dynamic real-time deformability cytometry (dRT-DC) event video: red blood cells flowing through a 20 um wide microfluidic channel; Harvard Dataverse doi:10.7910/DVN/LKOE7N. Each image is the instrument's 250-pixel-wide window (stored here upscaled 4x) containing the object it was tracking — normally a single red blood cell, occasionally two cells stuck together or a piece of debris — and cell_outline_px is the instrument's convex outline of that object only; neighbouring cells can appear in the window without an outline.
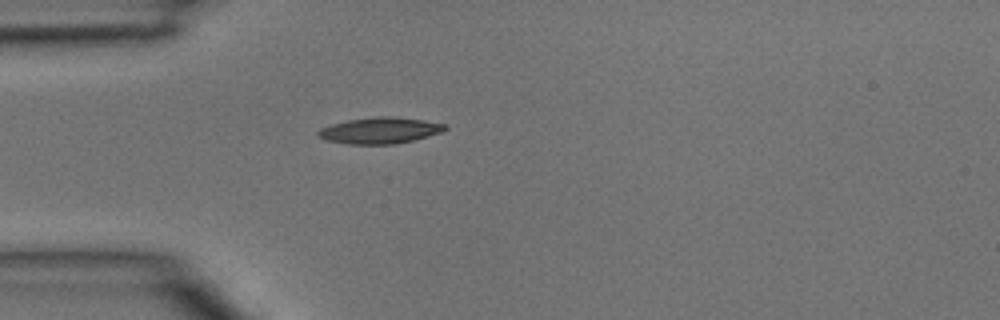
{"species": "common noctule bat (a hibernating species)", "species_latin": "Nyctalus noctula", "temperature_condition": "room temperature", "stored_images_in_passage": 2, "camera_frame_rate_fps": 3000, "um_per_image_px": 0.085, "animal": {"sex": "male", "body_mass_g": 15.6}, "frame": {"image": 1, "passage_image": 2, "time_ms": 0.333, "image_size_px": [1000, 320], "cell_outline_px": [[448, 128], [440, 132], [412, 140], [396, 144], [348, 144], [324, 140], [316, 136], [316, 132], [320, 128], [332, 124], [348, 120], [376, 116], [392, 116], [424, 120], [448, 124]], "centroid_in_image_um": [32.25, 11.09], "position_along_channel_um": 52.7, "area_um2": 19.48}}